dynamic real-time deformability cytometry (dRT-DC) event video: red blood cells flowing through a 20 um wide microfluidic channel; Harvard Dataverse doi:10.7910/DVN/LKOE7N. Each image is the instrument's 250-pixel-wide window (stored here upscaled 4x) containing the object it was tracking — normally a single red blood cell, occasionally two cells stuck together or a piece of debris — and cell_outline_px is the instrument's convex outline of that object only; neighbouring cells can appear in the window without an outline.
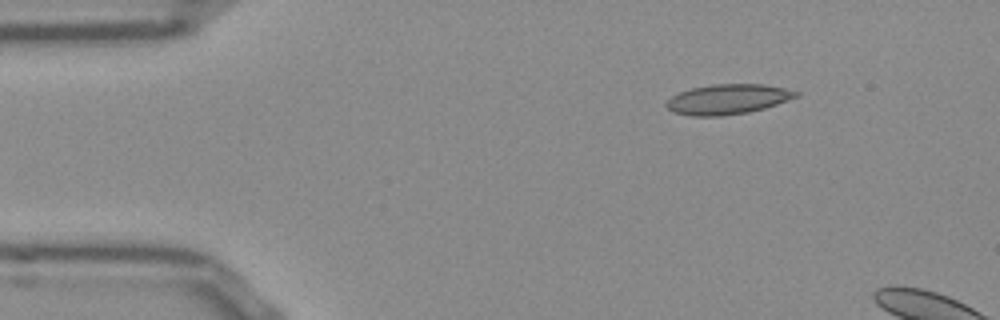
{"species": "Egyptian fruit bat (a non-hibernating species)", "species_latin": "Rousettus aegyptiacus", "temperature_condition": "room temperature", "stored_images_in_passage": 5, "camera_frame_rate_fps": 3000, "um_per_image_px": 0.085, "frame": {"image": 1, "passage_image": 1, "time_ms": 0.0, "image_size_px": [1000, 320], "cell_outline_px": [[800, 96], [764, 108], [748, 112], [724, 116], [692, 116], [676, 112], [668, 108], [664, 104], [672, 96], [680, 92], [692, 88], [712, 84], [764, 84], [784, 88], [800, 92]], "centroid_in_image_um": [61.88, 8.43], "position_along_channel_um": 23.1, "area_um2": 22.6}}